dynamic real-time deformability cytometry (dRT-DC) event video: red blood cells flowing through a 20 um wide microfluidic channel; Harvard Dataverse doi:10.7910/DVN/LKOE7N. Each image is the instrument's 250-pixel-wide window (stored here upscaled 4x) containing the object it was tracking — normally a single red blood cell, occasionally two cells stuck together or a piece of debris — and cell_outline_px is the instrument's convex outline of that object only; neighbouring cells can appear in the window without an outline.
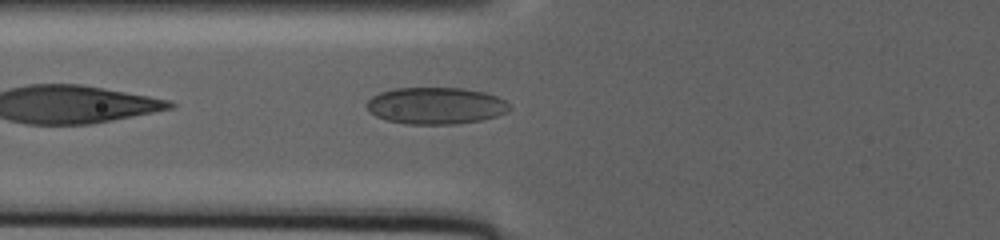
{"species": "human", "species_latin": "Homo sapiens", "temperature_condition": "warm", "stored_images_in_passage": 16, "camera_frame_rate_fps": 3000, "um_per_image_px": 0.085, "donor": {"sex": "male"}, "frame": {"image": 1, "passage_image": 11, "time_ms": 2.0, "image_size_px": [1000, 240], "cell_outline_px": [[512, 108], [508, 112], [496, 116], [480, 120], [456, 124], [408, 124], [384, 120], [376, 116], [364, 104], [372, 96], [380, 92], [392, 88], [464, 88], [484, 92], [508, 100]], "centroid_in_image_um": [37.06, 8.98], "position_along_channel_um": 88.7, "area_um2": 30.92}}